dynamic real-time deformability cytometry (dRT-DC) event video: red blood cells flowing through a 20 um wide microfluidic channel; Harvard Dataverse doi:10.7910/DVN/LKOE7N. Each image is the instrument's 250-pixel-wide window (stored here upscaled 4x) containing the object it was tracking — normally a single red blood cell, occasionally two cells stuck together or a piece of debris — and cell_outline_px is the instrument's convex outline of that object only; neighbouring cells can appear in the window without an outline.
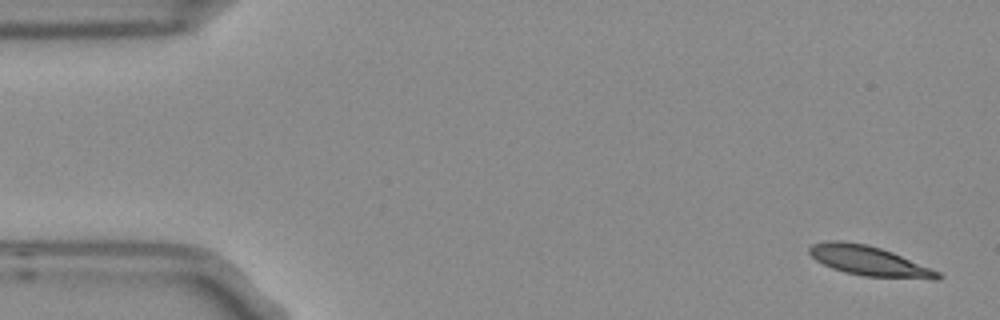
{"species": "Egyptian fruit bat (a non-hibernating species)", "species_latin": "Rousettus aegyptiacus", "temperature_condition": "room temperature", "stored_images_in_passage": 2, "segment_of_instrument_passage": [2, 2], "camera_frame_rate_fps": 3000, "um_per_image_px": 0.085, "frame": {"image": 1, "passage_image": 2, "time_ms": 0.333, "image_size_px": [1000, 320], "cell_outline_px": [[944, 276], [940, 280], [936, 280], [864, 276], [844, 272], [832, 268], [816, 260], [808, 252], [808, 248], [812, 244], [832, 240], [840, 240], [864, 244], [880, 248], [892, 252], [940, 272]], "centroid_in_image_um": [73.9, 22.19], "position_along_channel_um": 11.1, "area_um2": 22.25}}